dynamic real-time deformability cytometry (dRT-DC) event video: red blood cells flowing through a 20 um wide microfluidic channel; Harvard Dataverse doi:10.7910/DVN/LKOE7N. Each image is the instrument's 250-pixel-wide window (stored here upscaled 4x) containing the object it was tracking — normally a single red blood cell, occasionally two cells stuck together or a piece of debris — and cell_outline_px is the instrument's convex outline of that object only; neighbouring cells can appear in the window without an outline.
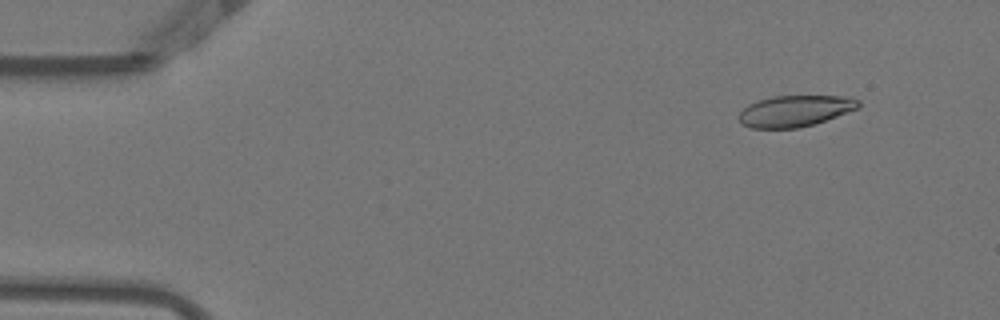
{"species": "Egyptian fruit bat (a non-hibernating species)", "species_latin": "Rousettus aegyptiacus", "temperature_condition": "warm", "stored_images_in_passage": 15, "camera_frame_rate_fps": 3000, "um_per_image_px": 0.085, "animal": {"sex": "female"}, "frame": {"image": 1, "passage_image": 5, "time_ms": 1.333, "image_size_px": [1000, 320], "cell_outline_px": [[860, 108], [816, 124], [796, 128], [752, 128], [740, 124], [736, 116], [748, 104], [772, 96], [852, 96], [860, 100]], "centroid_in_image_um": [67.6, 9.43], "position_along_channel_um": 17.4, "area_um2": 22.14}}